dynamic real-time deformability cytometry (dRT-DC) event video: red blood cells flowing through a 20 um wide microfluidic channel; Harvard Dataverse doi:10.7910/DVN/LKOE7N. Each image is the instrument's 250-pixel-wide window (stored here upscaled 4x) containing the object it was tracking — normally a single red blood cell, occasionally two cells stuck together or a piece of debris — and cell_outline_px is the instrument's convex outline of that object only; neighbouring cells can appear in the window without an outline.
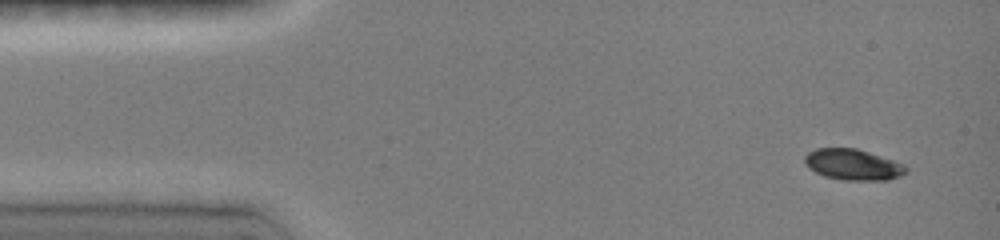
{"species": "common noctule bat (a hibernating species)", "species_latin": "Nyctalus noctula", "temperature_condition": "room temperature", "stored_images_in_passage": 4, "camera_frame_rate_fps": 3000, "um_per_image_px": 0.085, "animal": {"sex": "female", "body_mass_g": 19.0, "forearm_length_mm": 51.5}, "frame": {"image": 1, "passage_image": 1, "time_ms": 0.0, "image_size_px": [1000, 240], "cell_outline_px": [[908, 172], [900, 176], [888, 180], [844, 180], [824, 176], [808, 168], [804, 160], [804, 156], [808, 152], [816, 148], [856, 148], [904, 164], [908, 168]], "centroid_in_image_um": [72.5, 13.99], "position_along_channel_um": 12.5, "area_um2": 18.26}}
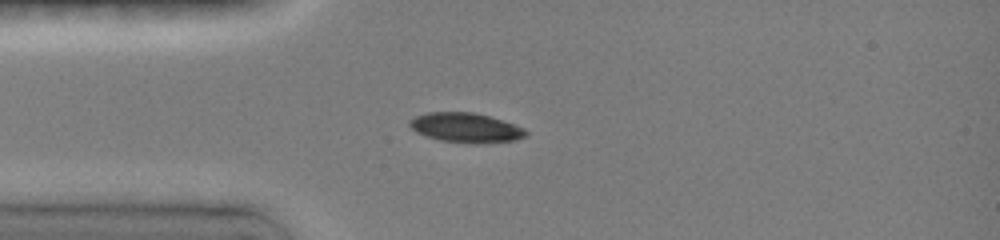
{"frame": {"image": 2, "passage_image": 4, "time_ms": 3.0, "image_size_px": [1000, 240], "cell_outline_px": [[528, 136], [516, 140], [484, 144], [476, 144], [440, 140], [416, 132], [408, 124], [408, 120], [416, 116], [428, 112], [472, 112], [488, 116], [524, 128], [528, 132]], "centroid_in_image_um": [39.61, 10.87], "position_along_channel_um": 45.4, "area_um2": 20.06}}